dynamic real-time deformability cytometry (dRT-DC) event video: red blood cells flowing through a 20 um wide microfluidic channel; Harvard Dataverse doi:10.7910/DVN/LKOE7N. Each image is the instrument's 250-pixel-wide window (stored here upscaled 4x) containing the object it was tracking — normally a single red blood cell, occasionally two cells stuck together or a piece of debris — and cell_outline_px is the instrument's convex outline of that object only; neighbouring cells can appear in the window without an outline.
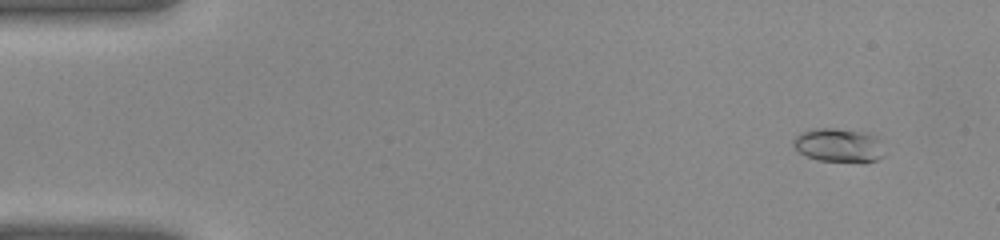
{"species": "common noctule bat (a hibernating species)", "species_latin": "Nyctalus noctula", "temperature_condition": "warm", "stored_images_in_passage": 41, "camera_frame_rate_fps": 3000, "um_per_image_px": 0.085, "animal": {"sex": "female", "body_mass_g": 22.0, "forearm_length_mm": 56.7}, "frame": {"image": 1, "passage_image": 4, "time_ms": 1.0, "image_size_px": [1000, 240], "cell_outline_px": [[884, 156], [876, 160], [816, 160], [800, 152], [792, 144], [792, 140], [800, 132], [812, 128], [836, 128], [872, 132], [880, 140]], "centroid_in_image_um": [71.28, 12.29], "position_along_channel_um": 13.7, "area_um2": 17.8}}
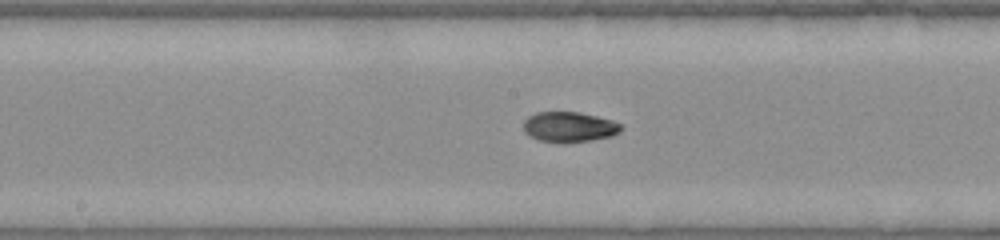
{"frame": {"image": 2, "passage_image": 22, "time_ms": 7.0, "image_size_px": [1000, 240], "cell_outline_px": [[620, 132], [612, 136], [592, 140], [540, 140], [528, 136], [524, 132], [524, 120], [528, 116], [536, 112], [580, 112], [612, 120], [620, 124]], "centroid_in_image_um": [48.36, 10.75], "position_along_channel_um": 199.8, "area_um2": 16.65}}
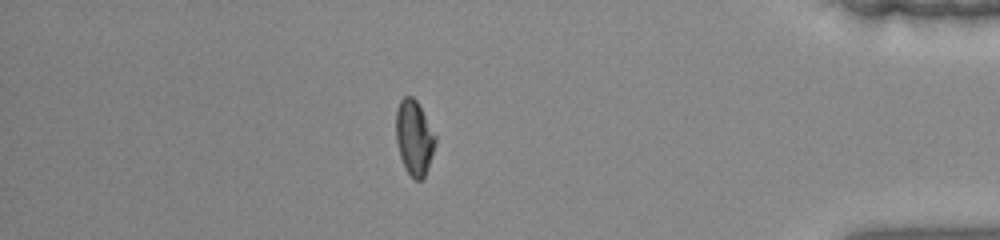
{"frame": {"image": 3, "passage_image": 36, "time_ms": 11.667, "image_size_px": [1000, 240], "cell_outline_px": [[436, 144], [424, 176], [420, 180], [416, 180], [404, 168], [400, 156], [396, 140], [396, 108], [400, 100], [404, 96], [412, 96], [416, 100], [436, 136]], "centroid_in_image_um": [35.19, 11.68], "position_along_channel_um": 400.0, "area_um2": 16.99}}